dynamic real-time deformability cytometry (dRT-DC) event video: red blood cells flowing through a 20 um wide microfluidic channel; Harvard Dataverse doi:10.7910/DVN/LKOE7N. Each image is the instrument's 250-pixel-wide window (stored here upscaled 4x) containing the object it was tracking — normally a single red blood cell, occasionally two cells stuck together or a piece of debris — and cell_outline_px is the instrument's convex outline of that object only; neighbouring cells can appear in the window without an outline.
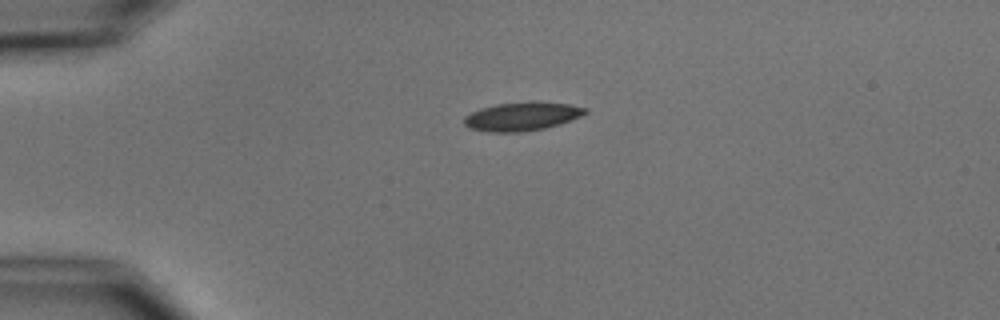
{"species": "common noctule bat (a hibernating species)", "species_latin": "Nyctalus noctula", "temperature_condition": "cold", "stored_images_in_passage": 2, "camera_frame_rate_fps": 3000, "um_per_image_px": 0.085, "animal": {"sex": "male", "body_mass_g": 15.6}, "frame": {"image": 1, "passage_image": 1, "time_ms": 0.0, "image_size_px": [1000, 320], "cell_outline_px": [[588, 112], [572, 120], [560, 124], [544, 128], [520, 132], [488, 132], [472, 128], [464, 124], [464, 116], [480, 108], [496, 104], [568, 104], [588, 108]], "centroid_in_image_um": [44.35, 9.93], "position_along_channel_um": 40.7, "area_um2": 19.31}}